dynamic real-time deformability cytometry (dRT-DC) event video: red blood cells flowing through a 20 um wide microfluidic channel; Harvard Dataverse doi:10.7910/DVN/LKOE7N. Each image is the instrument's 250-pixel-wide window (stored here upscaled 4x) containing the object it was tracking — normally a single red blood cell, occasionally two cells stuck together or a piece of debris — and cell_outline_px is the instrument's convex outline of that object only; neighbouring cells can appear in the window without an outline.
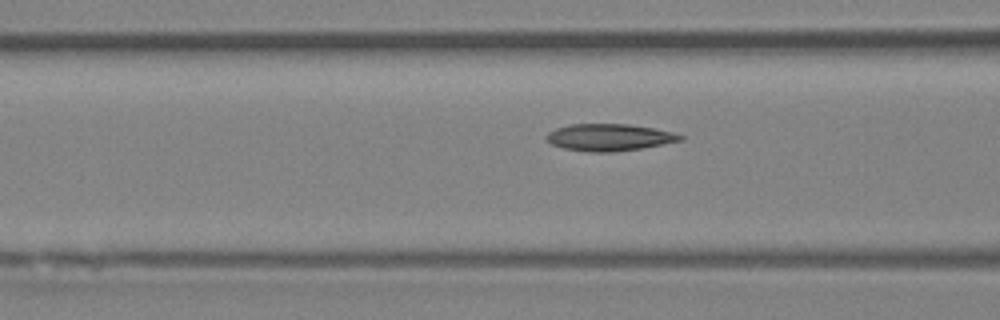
{"species": "Egyptian fruit bat (a non-hibernating species)", "species_latin": "Rousettus aegyptiacus", "temperature_condition": "room temperature", "stored_images_in_passage": 7, "camera_frame_rate_fps": 3000, "um_per_image_px": 0.085, "animal": {"sex": "female"}, "frame": {"image": 1, "passage_image": 7, "time_ms": 7.667, "image_size_px": [1000, 320], "cell_outline_px": [[684, 140], [640, 148], [616, 152], [588, 152], [564, 148], [552, 144], [544, 136], [548, 132], [556, 128], [572, 124], [628, 124], [652, 128], [672, 132], [684, 136]], "centroid_in_image_um": [51.77, 11.67], "position_along_channel_um": 114.8, "area_um2": 20.92}}